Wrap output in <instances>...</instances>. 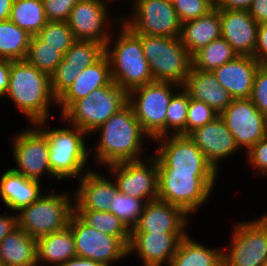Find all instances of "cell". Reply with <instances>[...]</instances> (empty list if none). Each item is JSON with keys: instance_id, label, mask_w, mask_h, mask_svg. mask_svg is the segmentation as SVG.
<instances>
[{"instance_id": "6da1fadb", "label": "cell", "mask_w": 267, "mask_h": 266, "mask_svg": "<svg viewBox=\"0 0 267 266\" xmlns=\"http://www.w3.org/2000/svg\"><path fill=\"white\" fill-rule=\"evenodd\" d=\"M94 135L99 137L94 147H89V155L96 168L97 165L103 169L110 164L142 160L149 156L146 155L149 149L146 145L147 142L151 144L152 140L143 131L128 103L90 133L89 137Z\"/></svg>"}, {"instance_id": "7a4b0ae2", "label": "cell", "mask_w": 267, "mask_h": 266, "mask_svg": "<svg viewBox=\"0 0 267 266\" xmlns=\"http://www.w3.org/2000/svg\"><path fill=\"white\" fill-rule=\"evenodd\" d=\"M9 99L28 124L51 119V107L57 108L50 76L26 60L11 63L9 86L4 100ZM53 104V105H52Z\"/></svg>"}, {"instance_id": "3957f363", "label": "cell", "mask_w": 267, "mask_h": 266, "mask_svg": "<svg viewBox=\"0 0 267 266\" xmlns=\"http://www.w3.org/2000/svg\"><path fill=\"white\" fill-rule=\"evenodd\" d=\"M59 118L64 126L52 128L50 119L36 122L34 125L48 140L49 165L52 173L62 182L79 180L88 170L94 168L90 164L89 155V147L93 145L87 144L89 135L86 132L68 123L65 126L66 122Z\"/></svg>"}, {"instance_id": "277c9868", "label": "cell", "mask_w": 267, "mask_h": 266, "mask_svg": "<svg viewBox=\"0 0 267 266\" xmlns=\"http://www.w3.org/2000/svg\"><path fill=\"white\" fill-rule=\"evenodd\" d=\"M105 54L110 62L112 81L127 93L154 82L141 39L122 21L108 39Z\"/></svg>"}, {"instance_id": "5b68a950", "label": "cell", "mask_w": 267, "mask_h": 266, "mask_svg": "<svg viewBox=\"0 0 267 266\" xmlns=\"http://www.w3.org/2000/svg\"><path fill=\"white\" fill-rule=\"evenodd\" d=\"M54 189L49 187L47 193L17 212V226L31 237L37 239L69 226L75 212L73 191Z\"/></svg>"}, {"instance_id": "8992f818", "label": "cell", "mask_w": 267, "mask_h": 266, "mask_svg": "<svg viewBox=\"0 0 267 266\" xmlns=\"http://www.w3.org/2000/svg\"><path fill=\"white\" fill-rule=\"evenodd\" d=\"M218 172H158V199L197 214L216 189Z\"/></svg>"}, {"instance_id": "52a82bcc", "label": "cell", "mask_w": 267, "mask_h": 266, "mask_svg": "<svg viewBox=\"0 0 267 266\" xmlns=\"http://www.w3.org/2000/svg\"><path fill=\"white\" fill-rule=\"evenodd\" d=\"M136 35L141 39L154 81L183 86L192 67V58L180 37Z\"/></svg>"}, {"instance_id": "ba28073f", "label": "cell", "mask_w": 267, "mask_h": 266, "mask_svg": "<svg viewBox=\"0 0 267 266\" xmlns=\"http://www.w3.org/2000/svg\"><path fill=\"white\" fill-rule=\"evenodd\" d=\"M128 103V93L111 81L75 101L60 117L88 135Z\"/></svg>"}, {"instance_id": "9c48e42d", "label": "cell", "mask_w": 267, "mask_h": 266, "mask_svg": "<svg viewBox=\"0 0 267 266\" xmlns=\"http://www.w3.org/2000/svg\"><path fill=\"white\" fill-rule=\"evenodd\" d=\"M181 87L173 82L154 81L128 92V104L152 141L166 136L167 107Z\"/></svg>"}, {"instance_id": "30bf717a", "label": "cell", "mask_w": 267, "mask_h": 266, "mask_svg": "<svg viewBox=\"0 0 267 266\" xmlns=\"http://www.w3.org/2000/svg\"><path fill=\"white\" fill-rule=\"evenodd\" d=\"M233 222L230 241L222 246L223 266H265L267 264V220Z\"/></svg>"}, {"instance_id": "8fae6325", "label": "cell", "mask_w": 267, "mask_h": 266, "mask_svg": "<svg viewBox=\"0 0 267 266\" xmlns=\"http://www.w3.org/2000/svg\"><path fill=\"white\" fill-rule=\"evenodd\" d=\"M21 130V131H20ZM18 130L11 137L12 159L15 167L11 168L27 178L43 182L42 178L60 181L49 165V148L46 136L34 125ZM43 176V177H42Z\"/></svg>"}, {"instance_id": "7c38bea8", "label": "cell", "mask_w": 267, "mask_h": 266, "mask_svg": "<svg viewBox=\"0 0 267 266\" xmlns=\"http://www.w3.org/2000/svg\"><path fill=\"white\" fill-rule=\"evenodd\" d=\"M130 12L122 14V22L135 34L180 37L182 23L173 2L165 0H131Z\"/></svg>"}, {"instance_id": "4fadbf2b", "label": "cell", "mask_w": 267, "mask_h": 266, "mask_svg": "<svg viewBox=\"0 0 267 266\" xmlns=\"http://www.w3.org/2000/svg\"><path fill=\"white\" fill-rule=\"evenodd\" d=\"M110 4L106 0L78 1L67 20L76 40L96 41L106 45L112 32L122 21L121 10L118 12L117 9L113 16V11L110 13Z\"/></svg>"}, {"instance_id": "5bb4252c", "label": "cell", "mask_w": 267, "mask_h": 266, "mask_svg": "<svg viewBox=\"0 0 267 266\" xmlns=\"http://www.w3.org/2000/svg\"><path fill=\"white\" fill-rule=\"evenodd\" d=\"M105 168L106 174L114 179L118 192L145 203L158 199V165L152 152L142 160L118 162Z\"/></svg>"}, {"instance_id": "9a60e30c", "label": "cell", "mask_w": 267, "mask_h": 266, "mask_svg": "<svg viewBox=\"0 0 267 266\" xmlns=\"http://www.w3.org/2000/svg\"><path fill=\"white\" fill-rule=\"evenodd\" d=\"M158 172H217L188 135H167L152 141Z\"/></svg>"}, {"instance_id": "2e32d148", "label": "cell", "mask_w": 267, "mask_h": 266, "mask_svg": "<svg viewBox=\"0 0 267 266\" xmlns=\"http://www.w3.org/2000/svg\"><path fill=\"white\" fill-rule=\"evenodd\" d=\"M69 227L75 240L77 257L91 259L105 266H115L128 257V247L117 237L86 224L75 212Z\"/></svg>"}, {"instance_id": "e0dca14e", "label": "cell", "mask_w": 267, "mask_h": 266, "mask_svg": "<svg viewBox=\"0 0 267 266\" xmlns=\"http://www.w3.org/2000/svg\"><path fill=\"white\" fill-rule=\"evenodd\" d=\"M219 115L244 153L267 135V118L250 98L233 99Z\"/></svg>"}, {"instance_id": "ac0fdd59", "label": "cell", "mask_w": 267, "mask_h": 266, "mask_svg": "<svg viewBox=\"0 0 267 266\" xmlns=\"http://www.w3.org/2000/svg\"><path fill=\"white\" fill-rule=\"evenodd\" d=\"M188 137L218 173L221 170V163H224L223 160L228 162L234 154L236 156L241 152L220 115L210 123L190 132Z\"/></svg>"}, {"instance_id": "d6986e66", "label": "cell", "mask_w": 267, "mask_h": 266, "mask_svg": "<svg viewBox=\"0 0 267 266\" xmlns=\"http://www.w3.org/2000/svg\"><path fill=\"white\" fill-rule=\"evenodd\" d=\"M188 233H130L128 257L142 266H169L179 243Z\"/></svg>"}, {"instance_id": "ffe728a7", "label": "cell", "mask_w": 267, "mask_h": 266, "mask_svg": "<svg viewBox=\"0 0 267 266\" xmlns=\"http://www.w3.org/2000/svg\"><path fill=\"white\" fill-rule=\"evenodd\" d=\"M191 219L182 208L157 199L146 202L131 233H189Z\"/></svg>"}, {"instance_id": "44dd1931", "label": "cell", "mask_w": 267, "mask_h": 266, "mask_svg": "<svg viewBox=\"0 0 267 266\" xmlns=\"http://www.w3.org/2000/svg\"><path fill=\"white\" fill-rule=\"evenodd\" d=\"M94 169L77 180L73 189L75 210L109 211L111 199L118 192L113 178Z\"/></svg>"}, {"instance_id": "7402d4cb", "label": "cell", "mask_w": 267, "mask_h": 266, "mask_svg": "<svg viewBox=\"0 0 267 266\" xmlns=\"http://www.w3.org/2000/svg\"><path fill=\"white\" fill-rule=\"evenodd\" d=\"M258 23L247 10L220 9L221 37L238 56L254 55Z\"/></svg>"}, {"instance_id": "603a6c76", "label": "cell", "mask_w": 267, "mask_h": 266, "mask_svg": "<svg viewBox=\"0 0 267 266\" xmlns=\"http://www.w3.org/2000/svg\"><path fill=\"white\" fill-rule=\"evenodd\" d=\"M112 81L110 62L104 54L97 62L84 68L75 81L57 98L60 116L77 100Z\"/></svg>"}, {"instance_id": "cb8c5ba5", "label": "cell", "mask_w": 267, "mask_h": 266, "mask_svg": "<svg viewBox=\"0 0 267 266\" xmlns=\"http://www.w3.org/2000/svg\"><path fill=\"white\" fill-rule=\"evenodd\" d=\"M43 185L41 181L27 178L8 168L0 175V199L7 209L17 213L47 191L43 188L47 186Z\"/></svg>"}, {"instance_id": "d4e9b609", "label": "cell", "mask_w": 267, "mask_h": 266, "mask_svg": "<svg viewBox=\"0 0 267 266\" xmlns=\"http://www.w3.org/2000/svg\"><path fill=\"white\" fill-rule=\"evenodd\" d=\"M259 65L252 56H237L212 72L233 99L250 98Z\"/></svg>"}, {"instance_id": "484cf974", "label": "cell", "mask_w": 267, "mask_h": 266, "mask_svg": "<svg viewBox=\"0 0 267 266\" xmlns=\"http://www.w3.org/2000/svg\"><path fill=\"white\" fill-rule=\"evenodd\" d=\"M182 87L191 98L206 103L219 114L233 100L228 90L222 87L212 71L191 68Z\"/></svg>"}, {"instance_id": "4316f807", "label": "cell", "mask_w": 267, "mask_h": 266, "mask_svg": "<svg viewBox=\"0 0 267 266\" xmlns=\"http://www.w3.org/2000/svg\"><path fill=\"white\" fill-rule=\"evenodd\" d=\"M219 37H221L220 9L216 7L204 16L182 23L181 43L191 56Z\"/></svg>"}, {"instance_id": "83f0119b", "label": "cell", "mask_w": 267, "mask_h": 266, "mask_svg": "<svg viewBox=\"0 0 267 266\" xmlns=\"http://www.w3.org/2000/svg\"><path fill=\"white\" fill-rule=\"evenodd\" d=\"M0 266H37V239L17 226L0 242Z\"/></svg>"}, {"instance_id": "f1b7e54d", "label": "cell", "mask_w": 267, "mask_h": 266, "mask_svg": "<svg viewBox=\"0 0 267 266\" xmlns=\"http://www.w3.org/2000/svg\"><path fill=\"white\" fill-rule=\"evenodd\" d=\"M76 256L75 240L69 226L37 238V266H60Z\"/></svg>"}, {"instance_id": "f546056e", "label": "cell", "mask_w": 267, "mask_h": 266, "mask_svg": "<svg viewBox=\"0 0 267 266\" xmlns=\"http://www.w3.org/2000/svg\"><path fill=\"white\" fill-rule=\"evenodd\" d=\"M187 234L179 243L169 266H223L221 247L207 246Z\"/></svg>"}, {"instance_id": "4dcf8cb0", "label": "cell", "mask_w": 267, "mask_h": 266, "mask_svg": "<svg viewBox=\"0 0 267 266\" xmlns=\"http://www.w3.org/2000/svg\"><path fill=\"white\" fill-rule=\"evenodd\" d=\"M31 35L10 19L0 21V59L26 60Z\"/></svg>"}, {"instance_id": "1f68e13d", "label": "cell", "mask_w": 267, "mask_h": 266, "mask_svg": "<svg viewBox=\"0 0 267 266\" xmlns=\"http://www.w3.org/2000/svg\"><path fill=\"white\" fill-rule=\"evenodd\" d=\"M10 20L35 36L46 25L47 19L42 0H14Z\"/></svg>"}, {"instance_id": "d6a6232c", "label": "cell", "mask_w": 267, "mask_h": 266, "mask_svg": "<svg viewBox=\"0 0 267 266\" xmlns=\"http://www.w3.org/2000/svg\"><path fill=\"white\" fill-rule=\"evenodd\" d=\"M238 54L222 37L211 41L205 47L195 52L192 58L193 69L213 71L214 69L234 60Z\"/></svg>"}, {"instance_id": "836d02e7", "label": "cell", "mask_w": 267, "mask_h": 266, "mask_svg": "<svg viewBox=\"0 0 267 266\" xmlns=\"http://www.w3.org/2000/svg\"><path fill=\"white\" fill-rule=\"evenodd\" d=\"M105 54V45L96 41L76 40L65 52L57 68H72L81 72Z\"/></svg>"}, {"instance_id": "e575fe53", "label": "cell", "mask_w": 267, "mask_h": 266, "mask_svg": "<svg viewBox=\"0 0 267 266\" xmlns=\"http://www.w3.org/2000/svg\"><path fill=\"white\" fill-rule=\"evenodd\" d=\"M75 213L92 228L119 238L127 247L131 231L113 213L109 211L75 210Z\"/></svg>"}, {"instance_id": "d590c367", "label": "cell", "mask_w": 267, "mask_h": 266, "mask_svg": "<svg viewBox=\"0 0 267 266\" xmlns=\"http://www.w3.org/2000/svg\"><path fill=\"white\" fill-rule=\"evenodd\" d=\"M62 59L63 55L59 52V48L45 46V42L37 35L31 36L26 57V61L30 65L37 67L40 71L50 76Z\"/></svg>"}, {"instance_id": "8d00e7d4", "label": "cell", "mask_w": 267, "mask_h": 266, "mask_svg": "<svg viewBox=\"0 0 267 266\" xmlns=\"http://www.w3.org/2000/svg\"><path fill=\"white\" fill-rule=\"evenodd\" d=\"M189 94L181 87L171 98L166 114V136L185 135Z\"/></svg>"}, {"instance_id": "74e56055", "label": "cell", "mask_w": 267, "mask_h": 266, "mask_svg": "<svg viewBox=\"0 0 267 266\" xmlns=\"http://www.w3.org/2000/svg\"><path fill=\"white\" fill-rule=\"evenodd\" d=\"M111 200L109 212L116 215L131 231L137 225L146 203L120 192H117Z\"/></svg>"}, {"instance_id": "f35d334b", "label": "cell", "mask_w": 267, "mask_h": 266, "mask_svg": "<svg viewBox=\"0 0 267 266\" xmlns=\"http://www.w3.org/2000/svg\"><path fill=\"white\" fill-rule=\"evenodd\" d=\"M37 36L45 42V46L59 48V52H65L74 44L76 38L67 22L47 21L46 25L39 31Z\"/></svg>"}, {"instance_id": "ab89813d", "label": "cell", "mask_w": 267, "mask_h": 266, "mask_svg": "<svg viewBox=\"0 0 267 266\" xmlns=\"http://www.w3.org/2000/svg\"><path fill=\"white\" fill-rule=\"evenodd\" d=\"M218 116L219 113L209 105L202 101H197L189 96L185 135H188L193 130L210 123Z\"/></svg>"}, {"instance_id": "60d3db41", "label": "cell", "mask_w": 267, "mask_h": 266, "mask_svg": "<svg viewBox=\"0 0 267 266\" xmlns=\"http://www.w3.org/2000/svg\"><path fill=\"white\" fill-rule=\"evenodd\" d=\"M173 6L181 23L208 14L215 8V0H173Z\"/></svg>"}, {"instance_id": "b9f144b4", "label": "cell", "mask_w": 267, "mask_h": 266, "mask_svg": "<svg viewBox=\"0 0 267 266\" xmlns=\"http://www.w3.org/2000/svg\"><path fill=\"white\" fill-rule=\"evenodd\" d=\"M250 99L267 118V64H260L256 70Z\"/></svg>"}, {"instance_id": "7bdbcfd3", "label": "cell", "mask_w": 267, "mask_h": 266, "mask_svg": "<svg viewBox=\"0 0 267 266\" xmlns=\"http://www.w3.org/2000/svg\"><path fill=\"white\" fill-rule=\"evenodd\" d=\"M243 154H245L247 166L254 172L256 170L254 177L267 176V135Z\"/></svg>"}, {"instance_id": "ee69618b", "label": "cell", "mask_w": 267, "mask_h": 266, "mask_svg": "<svg viewBox=\"0 0 267 266\" xmlns=\"http://www.w3.org/2000/svg\"><path fill=\"white\" fill-rule=\"evenodd\" d=\"M47 21L67 22L79 0H42Z\"/></svg>"}, {"instance_id": "f6af8a7d", "label": "cell", "mask_w": 267, "mask_h": 266, "mask_svg": "<svg viewBox=\"0 0 267 266\" xmlns=\"http://www.w3.org/2000/svg\"><path fill=\"white\" fill-rule=\"evenodd\" d=\"M79 75L77 69L56 68L50 75V85L53 96L57 99Z\"/></svg>"}, {"instance_id": "bcb514c9", "label": "cell", "mask_w": 267, "mask_h": 266, "mask_svg": "<svg viewBox=\"0 0 267 266\" xmlns=\"http://www.w3.org/2000/svg\"><path fill=\"white\" fill-rule=\"evenodd\" d=\"M253 57L260 64H267V22L258 25L257 40Z\"/></svg>"}, {"instance_id": "7dc6e473", "label": "cell", "mask_w": 267, "mask_h": 266, "mask_svg": "<svg viewBox=\"0 0 267 266\" xmlns=\"http://www.w3.org/2000/svg\"><path fill=\"white\" fill-rule=\"evenodd\" d=\"M12 62V60L0 59V100L4 99L8 90Z\"/></svg>"}, {"instance_id": "c3c4849f", "label": "cell", "mask_w": 267, "mask_h": 266, "mask_svg": "<svg viewBox=\"0 0 267 266\" xmlns=\"http://www.w3.org/2000/svg\"><path fill=\"white\" fill-rule=\"evenodd\" d=\"M8 212L0 214V242L17 227V213L9 214Z\"/></svg>"}, {"instance_id": "681fc988", "label": "cell", "mask_w": 267, "mask_h": 266, "mask_svg": "<svg viewBox=\"0 0 267 266\" xmlns=\"http://www.w3.org/2000/svg\"><path fill=\"white\" fill-rule=\"evenodd\" d=\"M247 11L258 24L267 22V0H254Z\"/></svg>"}, {"instance_id": "f907efd6", "label": "cell", "mask_w": 267, "mask_h": 266, "mask_svg": "<svg viewBox=\"0 0 267 266\" xmlns=\"http://www.w3.org/2000/svg\"><path fill=\"white\" fill-rule=\"evenodd\" d=\"M254 0H215V7L223 10H248Z\"/></svg>"}, {"instance_id": "816d5d0a", "label": "cell", "mask_w": 267, "mask_h": 266, "mask_svg": "<svg viewBox=\"0 0 267 266\" xmlns=\"http://www.w3.org/2000/svg\"><path fill=\"white\" fill-rule=\"evenodd\" d=\"M60 266H105L104 264L93 261L91 259L74 257L67 260L65 263H62Z\"/></svg>"}, {"instance_id": "f5cc1de1", "label": "cell", "mask_w": 267, "mask_h": 266, "mask_svg": "<svg viewBox=\"0 0 267 266\" xmlns=\"http://www.w3.org/2000/svg\"><path fill=\"white\" fill-rule=\"evenodd\" d=\"M13 1L14 0H0V21L10 19Z\"/></svg>"}, {"instance_id": "db71d44e", "label": "cell", "mask_w": 267, "mask_h": 266, "mask_svg": "<svg viewBox=\"0 0 267 266\" xmlns=\"http://www.w3.org/2000/svg\"><path fill=\"white\" fill-rule=\"evenodd\" d=\"M261 216H259L260 218L264 219V220H267V212L263 213V214H260Z\"/></svg>"}, {"instance_id": "11a10c76", "label": "cell", "mask_w": 267, "mask_h": 266, "mask_svg": "<svg viewBox=\"0 0 267 266\" xmlns=\"http://www.w3.org/2000/svg\"><path fill=\"white\" fill-rule=\"evenodd\" d=\"M106 1H108V2H110L112 4L115 1L118 2L119 0H106ZM121 1H123V2L129 1L130 2L131 0H121Z\"/></svg>"}]
</instances>
